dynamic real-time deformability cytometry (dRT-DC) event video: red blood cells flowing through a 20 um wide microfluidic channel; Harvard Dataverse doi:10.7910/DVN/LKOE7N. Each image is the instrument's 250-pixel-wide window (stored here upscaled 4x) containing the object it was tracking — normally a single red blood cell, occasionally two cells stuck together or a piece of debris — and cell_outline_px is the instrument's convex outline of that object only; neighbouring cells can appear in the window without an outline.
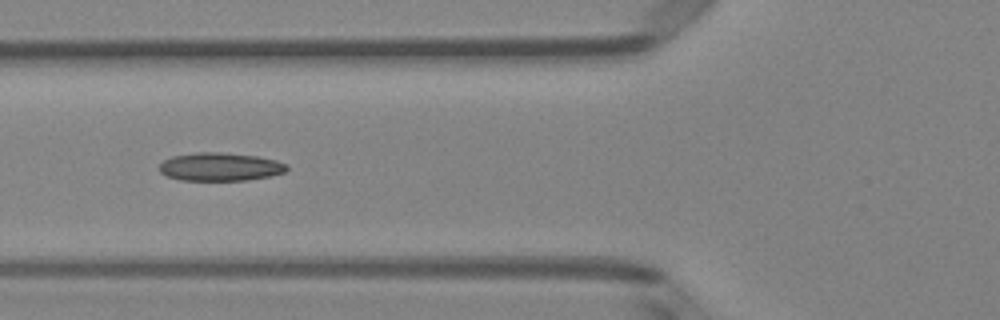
{"species": "Egyptian fruit bat (a non-hibernating species)", "species_latin": "Rousettus aegyptiacus", "temperature_condition": "room temperature", "stored_images_in_passage": 6, "camera_frame_rate_fps": 3000, "um_per_image_px": 0.085, "animal": {"sex": "female"}, "frame": {"image": 1, "passage_image": 6, "time_ms": 1.667, "image_size_px": [1000, 320], "cell_outline_px": [[288, 168], [284, 172], [272, 176], [248, 180], [180, 180], [168, 176], [160, 172], [160, 164], [164, 160], [172, 156], [196, 152], [224, 152], [256, 156], [276, 160], [288, 164]], "centroid_in_image_um": [18.74, 14.17], "position_along_channel_um": 107.1, "area_um2": 21.04}}